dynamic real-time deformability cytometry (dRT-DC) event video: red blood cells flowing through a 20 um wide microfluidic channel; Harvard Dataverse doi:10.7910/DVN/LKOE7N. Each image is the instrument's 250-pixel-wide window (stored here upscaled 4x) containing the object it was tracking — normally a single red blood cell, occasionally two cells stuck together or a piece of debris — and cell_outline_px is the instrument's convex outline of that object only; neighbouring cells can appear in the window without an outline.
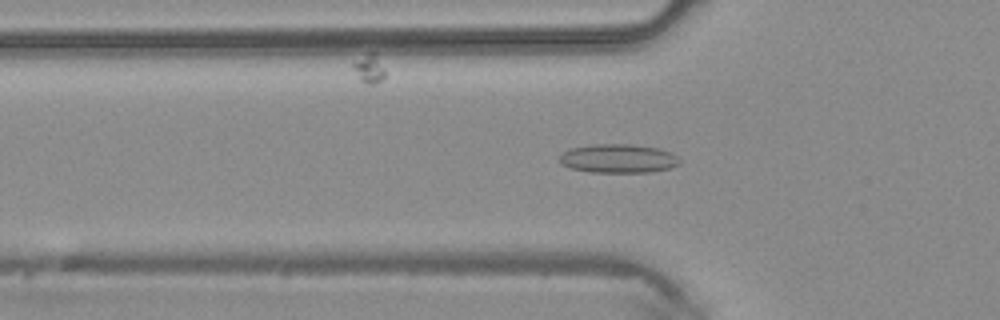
{"species": "common noctule bat (a hibernating species)", "species_latin": "Nyctalus noctula", "temperature_condition": "warm", "stored_images_in_passage": 43, "camera_frame_rate_fps": 3000, "um_per_image_px": 0.085, "animal": {"sex": "male", "body_mass_g": 20.4}, "frame": {"image": 1, "passage_image": 16, "time_ms": 5.0, "image_size_px": [1000, 320], "cell_outline_px": [[680, 164], [672, 168], [652, 172], [588, 172], [572, 168], [560, 164], [560, 156], [564, 152], [572, 148], [592, 144], [632, 144], [660, 148], [672, 152], [680, 160]], "centroid_in_image_um": [52.6, 13.47], "position_along_channel_um": 73.2, "area_um2": 20.35}}
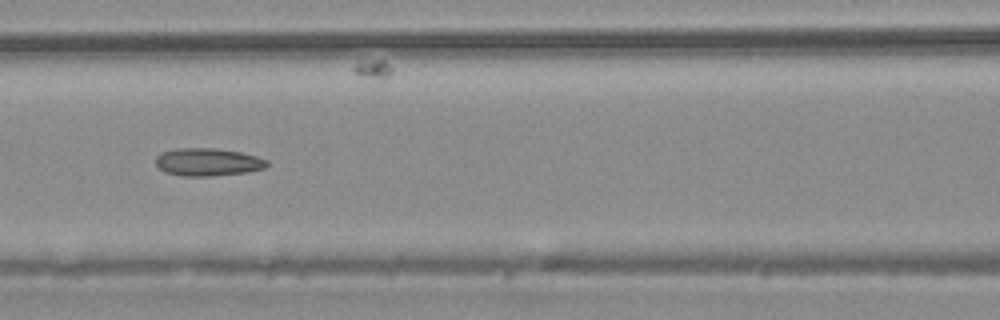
{"frame": {"image": 2, "passage_image": 21, "time_ms": 6.667, "image_size_px": [1000, 320], "cell_outline_px": [[268, 164], [264, 168], [248, 172], [212, 176], [180, 176], [164, 172], [156, 164], [156, 156], [160, 152], [176, 148], [212, 148], [240, 152], [256, 156], [268, 160]], "centroid_in_image_um": [17.64, 13.78], "position_along_channel_um": 149.0, "area_um2": 18.09}}
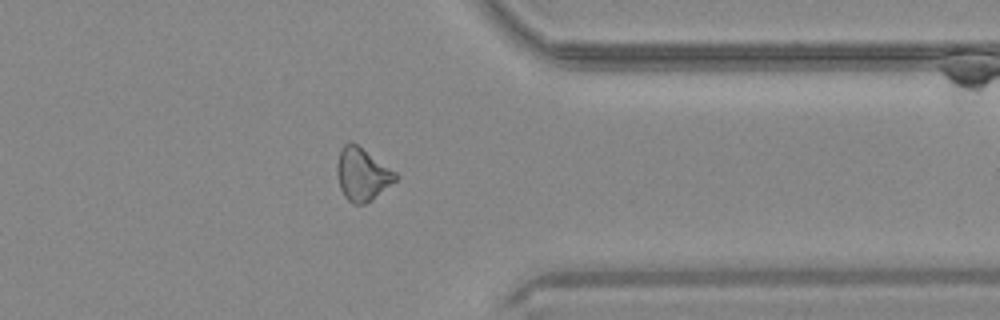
{"frame": {"image": 3, "passage_image": 37, "time_ms": 12.0, "image_size_px": [1000, 320], "cell_outline_px": [[400, 176], [396, 180], [372, 200], [364, 204], [352, 204], [344, 196], [340, 188], [336, 176], [336, 164], [340, 148], [348, 140], [352, 140], [396, 172]], "centroid_in_image_um": [30.76, 14.79], "position_along_channel_um": 380.6, "area_um2": 18.32}}